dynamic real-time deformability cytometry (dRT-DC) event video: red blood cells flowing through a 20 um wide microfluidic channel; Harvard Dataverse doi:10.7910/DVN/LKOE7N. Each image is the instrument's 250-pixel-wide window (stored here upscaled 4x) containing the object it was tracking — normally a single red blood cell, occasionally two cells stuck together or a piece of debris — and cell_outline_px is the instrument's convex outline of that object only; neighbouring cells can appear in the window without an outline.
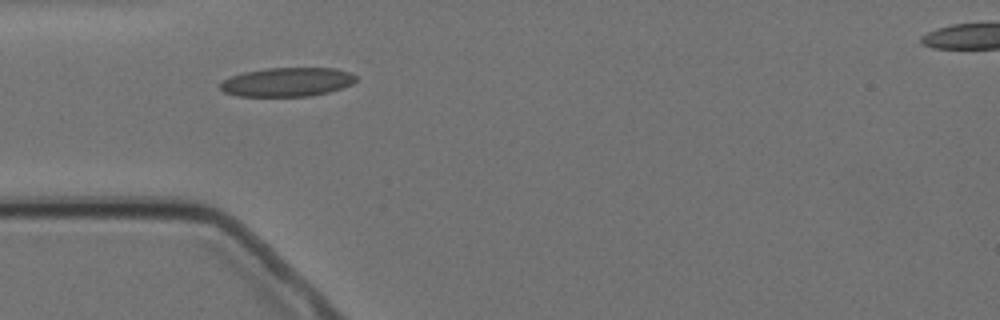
{"species": "Egyptian fruit bat (a non-hibernating species)", "species_latin": "Rousettus aegyptiacus", "temperature_condition": "cold", "stored_images_in_passage": 7, "camera_frame_rate_fps": 3000, "um_per_image_px": 0.085, "animal": {"sex": "female"}, "frame": {"image": 1, "passage_image": 1, "time_ms": 0.0, "image_size_px": [1000, 320], "cell_outline_px": [[356, 80], [352, 84], [344, 88], [328, 92], [308, 96], [236, 96], [224, 92], [220, 88], [220, 84], [224, 80], [232, 76], [244, 72], [268, 68], [336, 68], [348, 72], [356, 76]], "centroid_in_image_um": [24.42, 6.97], "position_along_channel_um": 60.6, "area_um2": 22.83}}
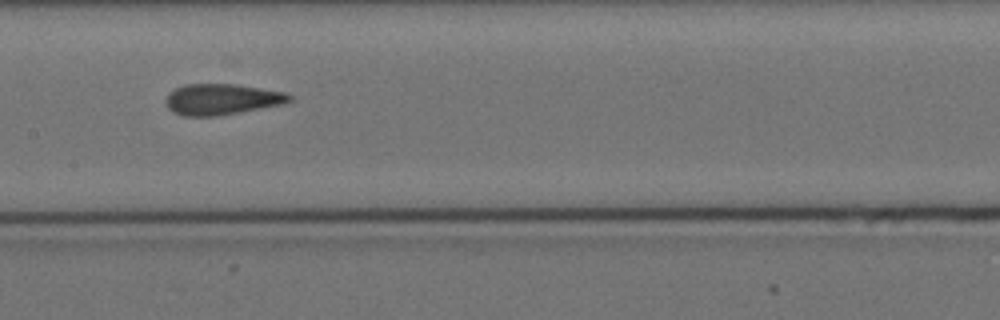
{"frame": {"image": 2, "passage_image": 4, "time_ms": 3.667, "image_size_px": [1000, 320], "cell_outline_px": [[292, 100], [280, 104], [240, 112], [216, 116], [184, 116], [172, 112], [168, 108], [164, 100], [168, 92], [184, 84], [236, 84], [288, 92], [292, 96]], "centroid_in_image_um": [18.82, 8.43], "position_along_channel_um": 188.6, "area_um2": 22.43}}
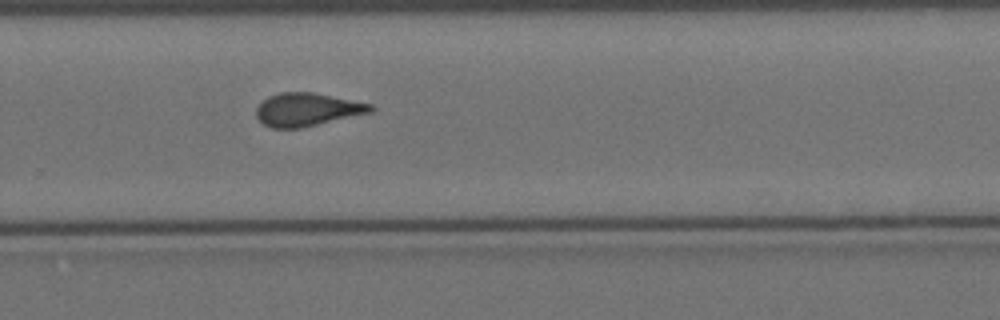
{"frame": {"image": 3, "passage_image": 7, "time_ms": 7.0, "image_size_px": [1000, 320], "cell_outline_px": [[376, 108], [372, 112], [300, 128], [272, 128], [264, 124], [256, 116], [256, 108], [268, 96], [280, 92], [312, 92], [372, 104]], "centroid_in_image_um": [26.11, 9.31], "position_along_channel_um": 303.7, "area_um2": 21.91}}